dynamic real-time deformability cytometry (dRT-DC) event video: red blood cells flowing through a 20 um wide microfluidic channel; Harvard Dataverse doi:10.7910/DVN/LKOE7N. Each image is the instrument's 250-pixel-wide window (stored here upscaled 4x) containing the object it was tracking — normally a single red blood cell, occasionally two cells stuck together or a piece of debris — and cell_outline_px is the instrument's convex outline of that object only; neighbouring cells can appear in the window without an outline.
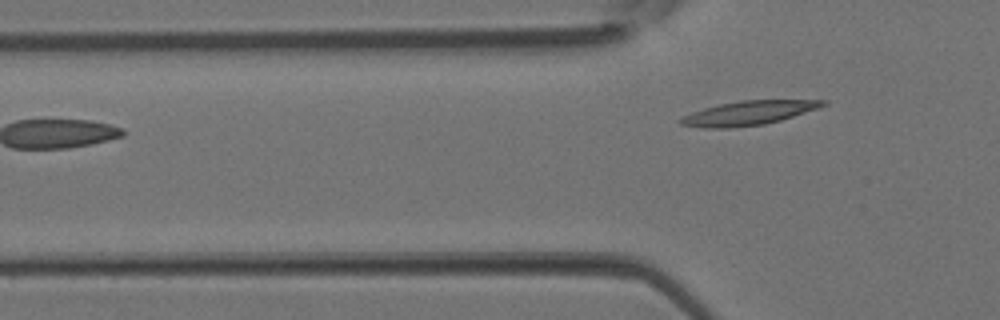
{"species": "Egyptian fruit bat (a non-hibernating species)", "species_latin": "Rousettus aegyptiacus", "temperature_condition": "room temperature", "stored_images_in_passage": 5, "segment_of_instrument_passage": [2, 2], "camera_frame_rate_fps": 3000, "um_per_image_px": 0.085, "animal": {"sex": "female"}, "frame": {"image": 1, "passage_image": 5, "time_ms": 1.333, "image_size_px": [1000, 320], "cell_outline_px": [[828, 104], [820, 108], [780, 120], [764, 124], [728, 128], [700, 128], [680, 124], [680, 120], [684, 116], [692, 112], [704, 108], [720, 104], [740, 100], [828, 100]], "centroid_in_image_um": [63.66, 9.6], "position_along_channel_um": 62.1, "area_um2": 19.94}}